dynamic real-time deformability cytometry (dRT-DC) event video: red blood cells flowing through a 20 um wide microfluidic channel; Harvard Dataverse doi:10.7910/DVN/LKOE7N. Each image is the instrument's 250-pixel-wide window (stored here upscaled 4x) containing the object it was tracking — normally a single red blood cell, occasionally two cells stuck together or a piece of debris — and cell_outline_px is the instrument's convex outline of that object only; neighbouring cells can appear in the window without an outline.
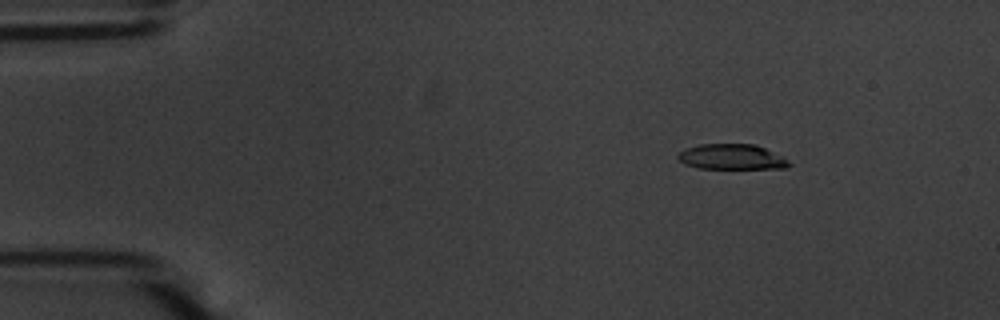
{"species": "common noctule bat (a hibernating species)", "species_latin": "Nyctalus noctula", "temperature_condition": "warm", "stored_images_in_passage": 55, "camera_frame_rate_fps": 3000, "um_per_image_px": 0.085, "animal": {"sex": "male", "body_mass_g": 20.1, "forearm_length_mm": 53.5}, "frame": {"image": 1, "passage_image": 8, "time_ms": 2.333, "image_size_px": [1000, 320], "cell_outline_px": [[792, 164], [788, 168], [696, 168], [684, 164], [676, 156], [684, 148], [700, 144], [756, 144], [784, 156]], "centroid_in_image_um": [62.22, 13.33], "position_along_channel_um": 22.8, "area_um2": 16.59}}
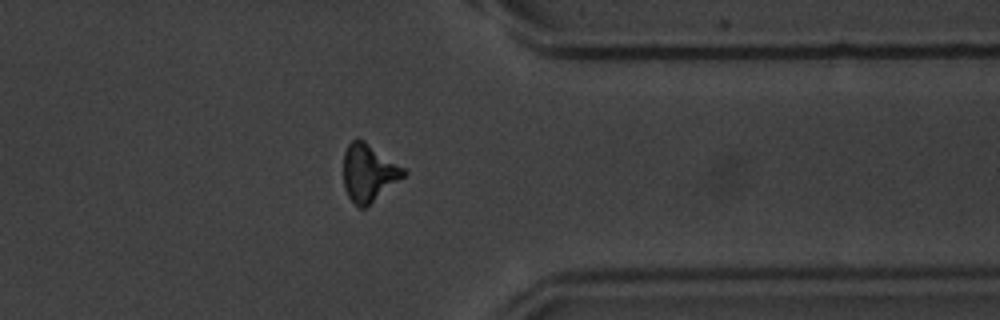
{"frame": {"image": 2, "passage_image": 44, "time_ms": 14.333, "image_size_px": [1000, 320], "cell_outline_px": [[408, 172], [404, 176], [364, 208], [360, 208], [348, 196], [344, 188], [344, 152], [348, 144], [356, 136], [364, 140], [404, 168]], "centroid_in_image_um": [31.31, 14.65], "position_along_channel_um": 380.1, "area_um2": 19.83}}
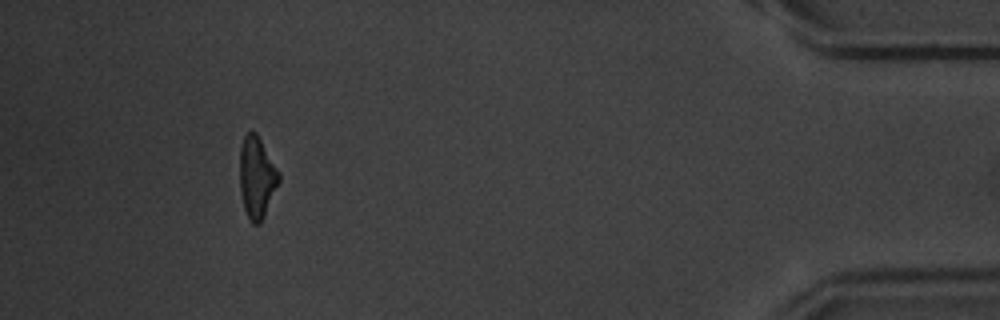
{"frame": {"image": 3, "passage_image": 51, "time_ms": 16.667, "image_size_px": [1000, 320], "cell_outline_px": [[280, 180], [264, 216], [260, 224], [252, 224], [244, 208], [240, 192], [240, 144], [244, 136], [248, 132], [256, 132], [280, 172]], "centroid_in_image_um": [21.83, 15.06], "position_along_channel_um": 413.4, "area_um2": 18.55}, "authors_computed_cell_mechanics": {"area_um2": 18.9006, "velocity_mm_per_s": 3.7124, "shape_relaxation_time_tau1_ms": 4.3414, "shape_relaxation_time_tau2_ms": 4.4614, "deformation_change_tau1": 0.1686, "deformation_change_tau2": 0.1642}}